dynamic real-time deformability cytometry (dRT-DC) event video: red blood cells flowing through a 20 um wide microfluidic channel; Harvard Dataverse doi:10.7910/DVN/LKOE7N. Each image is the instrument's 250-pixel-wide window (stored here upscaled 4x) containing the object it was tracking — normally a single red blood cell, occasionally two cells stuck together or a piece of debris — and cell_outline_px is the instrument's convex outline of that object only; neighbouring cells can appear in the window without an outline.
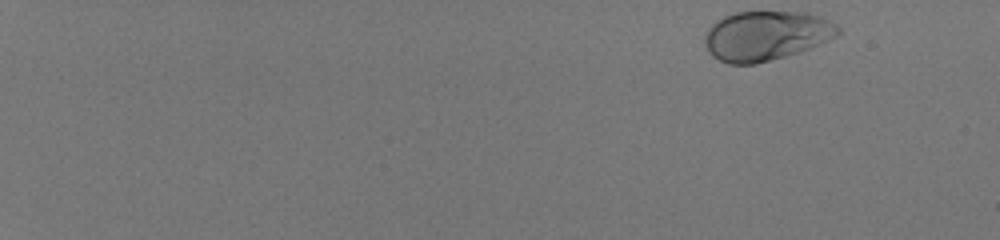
{"species": "human", "species_latin": "Homo sapiens", "temperature_condition": "room temperature", "stored_images_in_passage": 50, "camera_frame_rate_fps": 3000, "um_per_image_px": 0.085, "donor": {"sex": "male"}, "frame": {"image": 1, "passage_image": 1, "time_ms": 0.0, "image_size_px": [1000, 240], "cell_outline_px": [[840, 32], [836, 36], [820, 44], [784, 56], [756, 64], [728, 64], [712, 56], [708, 52], [704, 44], [704, 36], [708, 28], [716, 20], [732, 12], [808, 12], [820, 16], [836, 24], [840, 28]], "centroid_in_image_um": [65.08, 3.02], "position_along_channel_um": 19.9, "area_um2": 38.55}}
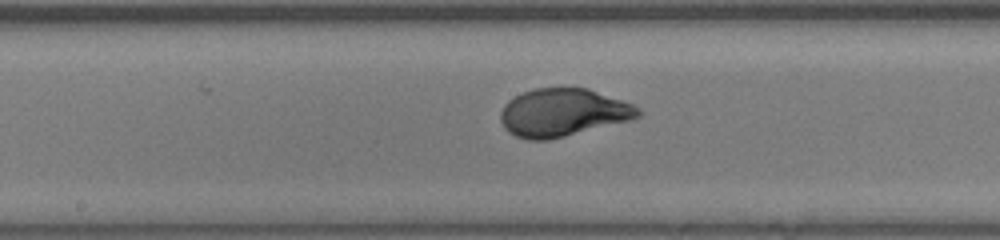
{"frame": {"image": 2, "passage_image": 30, "time_ms": 9.667, "image_size_px": [1000, 240], "cell_outline_px": [[644, 112], [640, 116], [632, 120], [548, 140], [528, 140], [516, 136], [508, 132], [504, 128], [500, 120], [500, 112], [504, 104], [508, 100], [524, 92], [536, 88], [588, 88], [632, 104], [640, 108]], "centroid_in_image_um": [47.86, 9.58], "position_along_channel_um": 200.3, "area_um2": 38.44}}
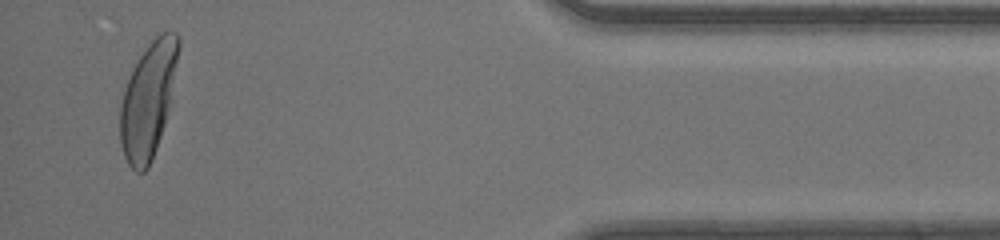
{"frame": {"image": 3, "passage_image": 49, "time_ms": 16.0, "image_size_px": [1000, 240], "cell_outline_px": [[180, 44], [172, 100], [152, 160], [148, 168], [144, 172], [136, 172], [128, 164], [124, 156], [120, 144], [120, 104], [124, 88], [140, 56], [148, 44], [160, 32], [176, 32], [180, 36]], "centroid_in_image_um": [12.61, 8.5], "position_along_channel_um": 422.6, "area_um2": 39.25}, "authors_computed_cell_mechanics": {"area_um2": 37.8012, "velocity_mm_per_s": 4.1343, "shape_relaxation_time_tau1_ms": 3.5259, "shape_relaxation_time_tau2_ms": null, "deformation_change_tau1": 0.1851, "deformation_change_tau2": null}}